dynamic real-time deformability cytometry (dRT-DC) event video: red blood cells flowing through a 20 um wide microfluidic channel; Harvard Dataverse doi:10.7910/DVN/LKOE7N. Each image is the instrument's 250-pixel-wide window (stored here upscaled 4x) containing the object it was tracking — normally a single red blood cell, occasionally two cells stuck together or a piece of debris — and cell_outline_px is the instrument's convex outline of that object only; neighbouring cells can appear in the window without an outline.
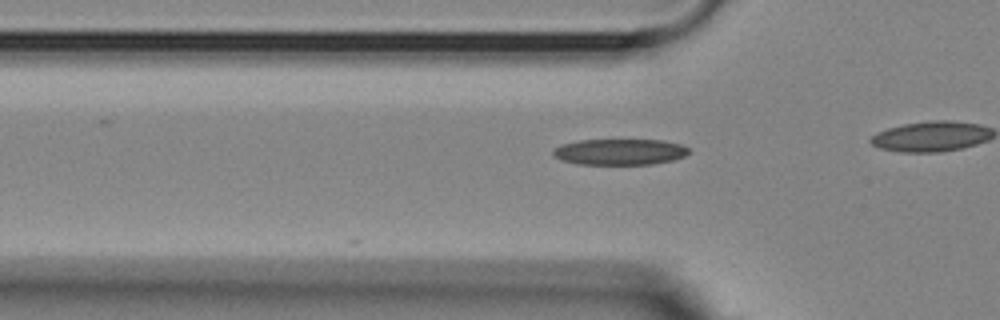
{"species": "Egyptian fruit bat (a non-hibernating species)", "species_latin": "Rousettus aegyptiacus", "temperature_condition": "room temperature", "stored_images_in_passage": 28, "camera_frame_rate_fps": 3000, "um_per_image_px": 0.085, "animal": {"sex": "female"}, "frame": {"image": 1, "passage_image": 3, "time_ms": 0.667, "image_size_px": [1000, 320], "cell_outline_px": [[688, 152], [684, 156], [672, 160], [652, 164], [576, 164], [560, 160], [552, 156], [552, 148], [560, 144], [580, 140], [664, 140], [680, 144], [688, 148]], "centroid_in_image_um": [52.6, 12.91], "position_along_channel_um": 73.2, "area_um2": 20.69}}
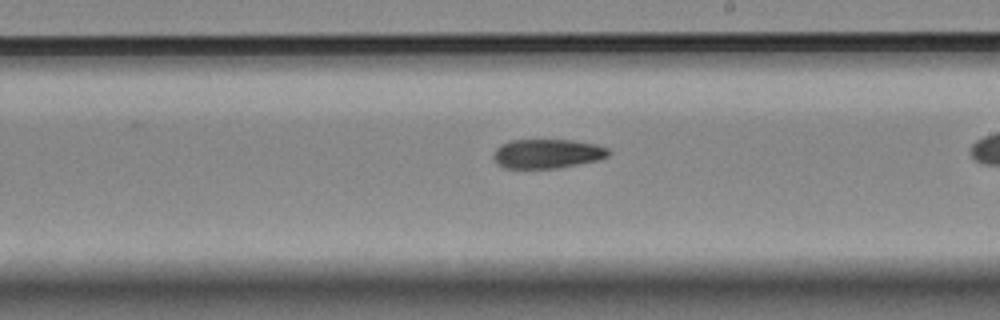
{"frame": {"image": 2, "passage_image": 17, "time_ms": 5.333, "image_size_px": [1000, 320], "cell_outline_px": [[612, 152], [608, 156], [600, 160], [556, 168], [504, 168], [496, 164], [492, 156], [496, 148], [500, 144], [512, 140], [572, 140], [596, 144], [608, 148]], "centroid_in_image_um": [46.52, 13.06], "position_along_channel_um": 242.5, "area_um2": 19.83}}
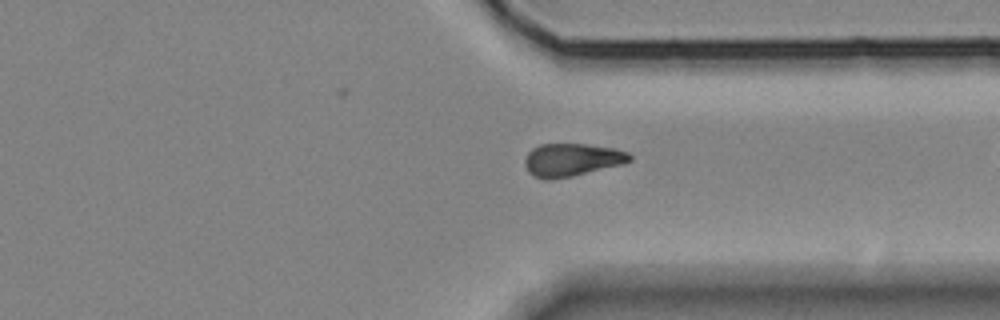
{"frame": {"image": 3, "passage_image": 27, "time_ms": 8.667, "image_size_px": [1000, 320], "cell_outline_px": [[632, 160], [624, 164], [572, 176], [552, 180], [544, 180], [532, 176], [528, 172], [524, 164], [524, 160], [528, 152], [532, 148], [540, 144], [584, 144], [616, 148], [628, 152], [632, 156]], "centroid_in_image_um": [48.59, 13.59], "position_along_channel_um": 362.8, "area_um2": 20.4}}